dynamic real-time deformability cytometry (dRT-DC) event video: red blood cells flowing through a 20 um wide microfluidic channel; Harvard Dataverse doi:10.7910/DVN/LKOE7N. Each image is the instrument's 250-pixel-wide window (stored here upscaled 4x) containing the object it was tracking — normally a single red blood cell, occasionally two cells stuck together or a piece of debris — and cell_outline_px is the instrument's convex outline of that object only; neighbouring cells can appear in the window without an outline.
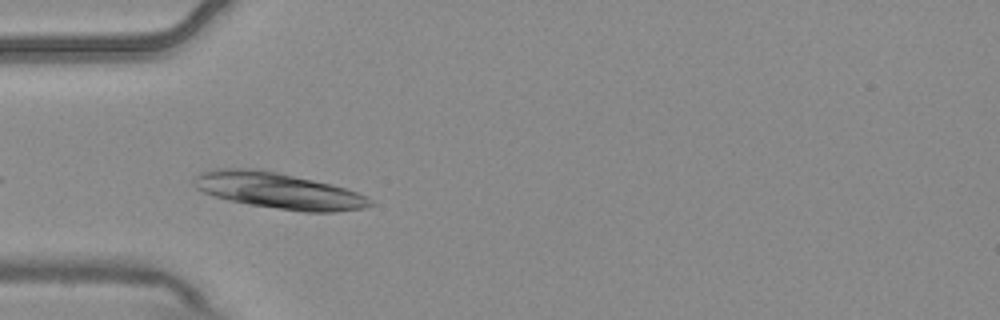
{"species": "common noctule bat (a hibernating species)", "species_latin": "Nyctalus noctula", "temperature_condition": "warm", "stored_images_in_passage": 3, "camera_frame_rate_fps": 3000, "um_per_image_px": 0.085, "animal": {"sex": "male", "body_mass_g": 20.4}, "frame": {"image": 1, "passage_image": 2, "time_ms": 0.333, "image_size_px": [1000, 320], "cell_outline_px": [[372, 204], [364, 208], [336, 212], [304, 212], [248, 204], [216, 196], [204, 192], [196, 188], [192, 184], [192, 180], [200, 172], [212, 168], [260, 168], [332, 184], [356, 192], [372, 200]], "centroid_in_image_um": [23.63, 16.19], "position_along_channel_um": 61.4, "area_um2": 36.99}}
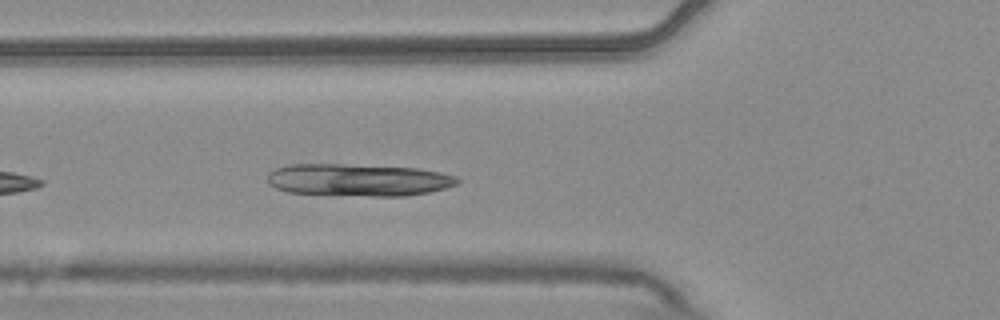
{"frame": {"image": 2, "passage_image": 3, "time_ms": 0.667, "image_size_px": [1000, 320], "cell_outline_px": [[460, 180], [456, 184], [444, 188], [428, 192], [408, 196], [372, 196], [288, 192], [276, 188], [268, 184], [268, 172], [276, 168], [288, 164], [344, 164], [416, 168], [440, 172], [456, 176]], "centroid_in_image_um": [30.44, 15.29], "position_along_channel_um": 95.4, "area_um2": 35.66}}